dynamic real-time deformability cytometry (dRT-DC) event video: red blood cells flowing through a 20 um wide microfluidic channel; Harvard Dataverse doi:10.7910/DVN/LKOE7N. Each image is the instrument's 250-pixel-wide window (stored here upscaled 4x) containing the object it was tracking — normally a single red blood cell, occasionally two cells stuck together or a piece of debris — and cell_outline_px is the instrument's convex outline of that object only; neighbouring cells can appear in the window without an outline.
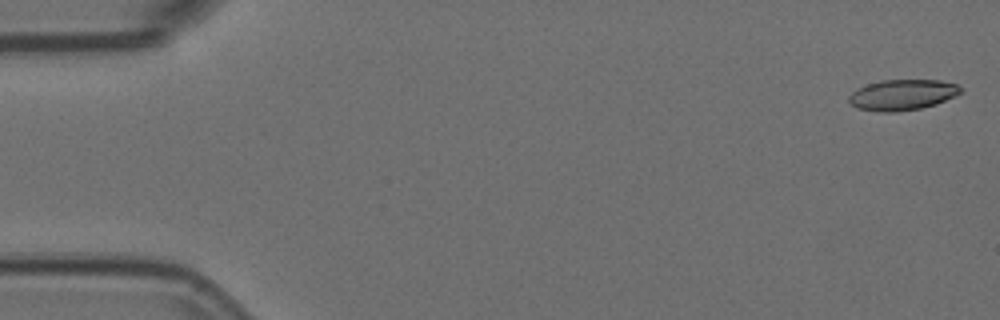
{"species": "Egyptian fruit bat (a non-hibernating species)", "species_latin": "Rousettus aegyptiacus", "temperature_condition": "room temperature", "stored_images_in_passage": 52, "camera_frame_rate_fps": 3000, "um_per_image_px": 0.085, "animal": {"sex": "female"}, "frame": {"image": 1, "passage_image": 1, "time_ms": 0.0, "image_size_px": [1000, 320], "cell_outline_px": [[964, 92], [936, 104], [920, 108], [896, 112], [880, 112], [856, 108], [848, 100], [848, 96], [856, 88], [880, 80], [940, 80], [956, 84]], "centroid_in_image_um": [76.68, 8.06], "position_along_channel_um": 8.3, "area_um2": 20.06}}
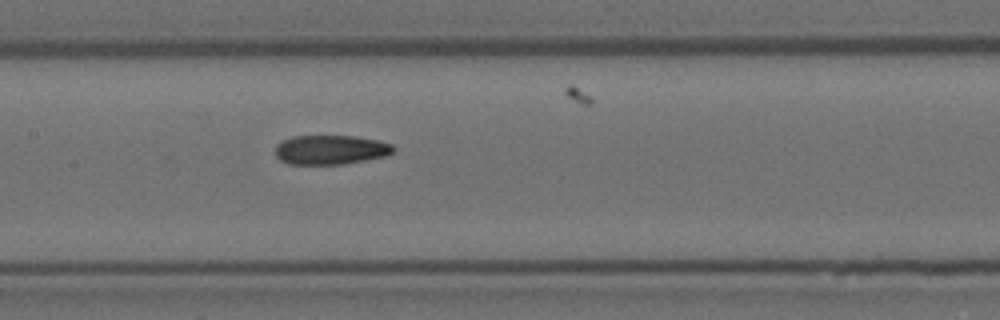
{"frame": {"image": 2, "passage_image": 26, "time_ms": 8.333, "image_size_px": [1000, 320], "cell_outline_px": [[396, 148], [392, 152], [384, 156], [344, 164], [288, 164], [280, 160], [276, 156], [276, 144], [292, 136], [352, 136], [376, 140], [392, 144]], "centroid_in_image_um": [28.08, 12.73], "position_along_channel_um": 179.3, "area_um2": 20.06}}
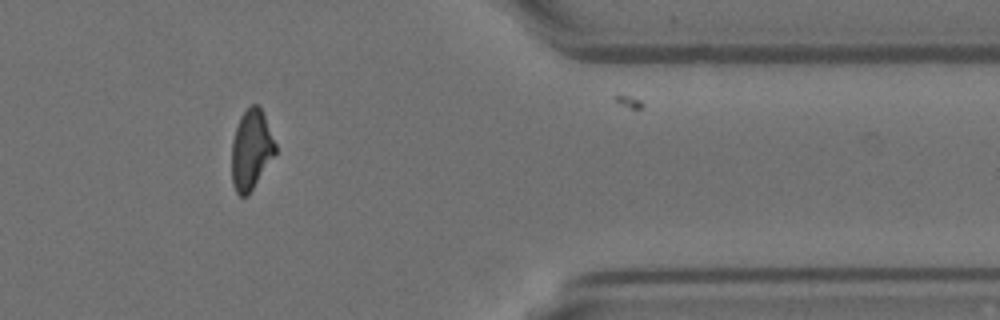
{"frame": {"image": 3, "passage_image": 45, "time_ms": 14.667, "image_size_px": [1000, 320], "cell_outline_px": [[276, 152], [248, 196], [240, 196], [236, 192], [232, 184], [232, 140], [240, 116], [252, 104], [256, 104], [260, 108], [264, 116], [276, 144]], "centroid_in_image_um": [21.33, 12.75], "position_along_channel_um": 390.1, "area_um2": 20.06}}